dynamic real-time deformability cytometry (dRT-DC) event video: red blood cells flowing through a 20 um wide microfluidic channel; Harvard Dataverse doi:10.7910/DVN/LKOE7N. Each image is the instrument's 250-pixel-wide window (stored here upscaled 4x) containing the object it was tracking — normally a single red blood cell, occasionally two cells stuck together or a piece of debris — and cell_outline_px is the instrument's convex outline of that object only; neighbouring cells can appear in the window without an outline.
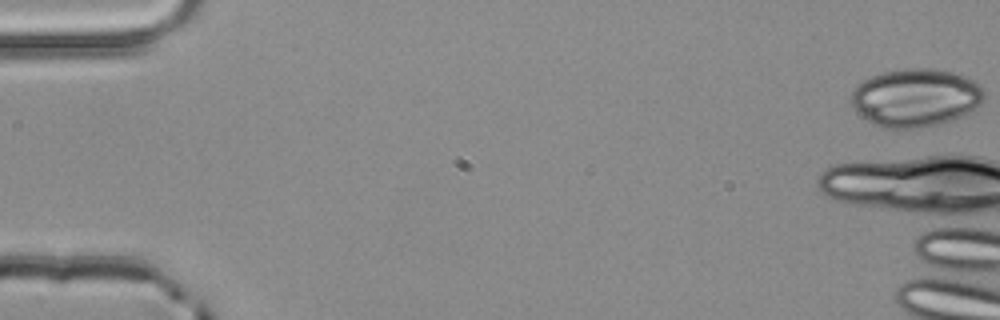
{"species": "common noctule bat (a hibernating species)", "species_latin": "Nyctalus noctula", "temperature_condition": "room temperature", "stored_images_in_passage": 3, "camera_frame_rate_fps": 3000, "um_per_image_px": 0.085, "animal": {"sex": "male", "body_mass_g": 20.4}, "frame": {"image": 1, "passage_image": 1, "time_ms": 0.0, "image_size_px": [1000, 320], "cell_outline_px": [[984, 100], [980, 104], [968, 112], [952, 120], [920, 128], [884, 128], [872, 124], [852, 104], [852, 92], [856, 84], [872, 76], [884, 72], [904, 68], [928, 68], [960, 72], [980, 84], [984, 88]], "centroid_in_image_um": [77.87, 8.28], "position_along_channel_um": 7.1, "area_um2": 45.03}}